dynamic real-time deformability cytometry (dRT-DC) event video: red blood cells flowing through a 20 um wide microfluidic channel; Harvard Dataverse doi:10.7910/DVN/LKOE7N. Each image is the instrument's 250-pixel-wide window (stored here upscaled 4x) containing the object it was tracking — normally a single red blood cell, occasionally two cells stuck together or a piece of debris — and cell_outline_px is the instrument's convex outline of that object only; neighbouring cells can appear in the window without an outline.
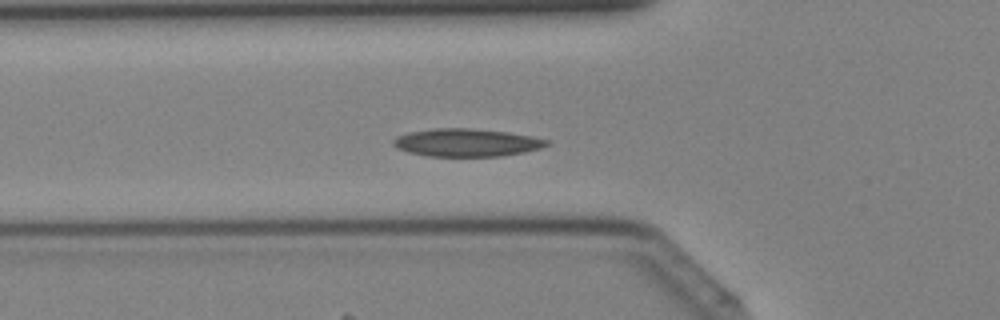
{"species": "Egyptian fruit bat (a non-hibernating species)", "species_latin": "Rousettus aegyptiacus", "temperature_condition": "cold", "stored_images_in_passage": 41, "camera_frame_rate_fps": 3000, "um_per_image_px": 0.085, "animal": {"sex": "female"}, "frame": {"image": 1, "passage_image": 14, "time_ms": 4.333, "image_size_px": [1000, 320], "cell_outline_px": [[548, 144], [540, 148], [524, 152], [500, 156], [428, 156], [408, 152], [396, 148], [392, 144], [392, 140], [396, 136], [408, 132], [432, 128], [472, 128], [508, 132], [532, 136], [548, 140]], "centroid_in_image_um": [39.61, 12.11], "position_along_channel_um": 86.2, "area_um2": 24.97}}
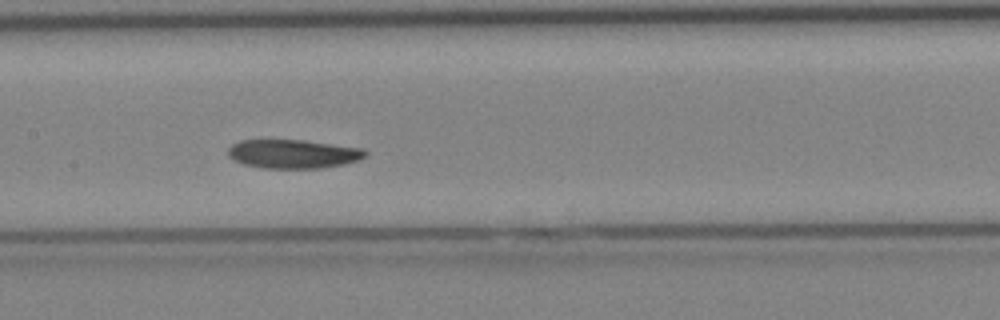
{"frame": {"image": 2, "passage_image": 20, "time_ms": 6.333, "image_size_px": [1000, 320], "cell_outline_px": [[368, 152], [360, 160], [344, 164], [320, 168], [264, 168], [244, 164], [228, 156], [228, 148], [232, 144], [240, 140], [304, 140], [364, 148]], "centroid_in_image_um": [24.94, 13.07], "position_along_channel_um": 182.5, "area_um2": 23.06}}
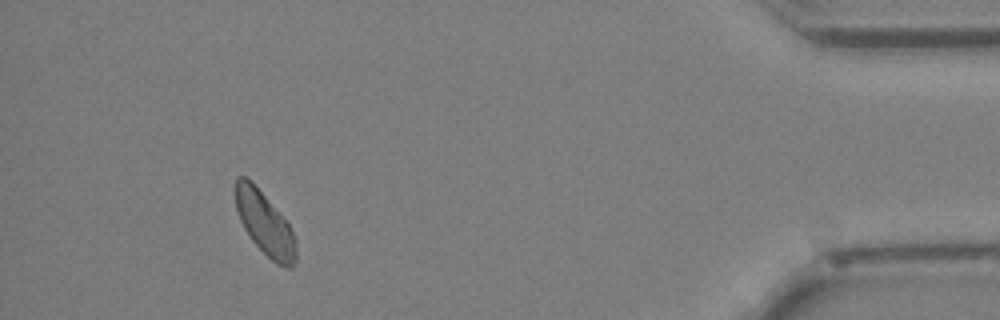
{"frame": {"image": 3, "passage_image": 38, "time_ms": 12.333, "image_size_px": [1000, 320], "cell_outline_px": [[296, 260], [292, 268], [288, 268], [276, 264], [252, 240], [244, 228], [240, 220], [236, 208], [236, 176], [244, 176], [264, 196], [288, 224], [296, 240]], "centroid_in_image_um": [22.52, 19.07], "position_along_channel_um": 412.7, "area_um2": 21.44}}